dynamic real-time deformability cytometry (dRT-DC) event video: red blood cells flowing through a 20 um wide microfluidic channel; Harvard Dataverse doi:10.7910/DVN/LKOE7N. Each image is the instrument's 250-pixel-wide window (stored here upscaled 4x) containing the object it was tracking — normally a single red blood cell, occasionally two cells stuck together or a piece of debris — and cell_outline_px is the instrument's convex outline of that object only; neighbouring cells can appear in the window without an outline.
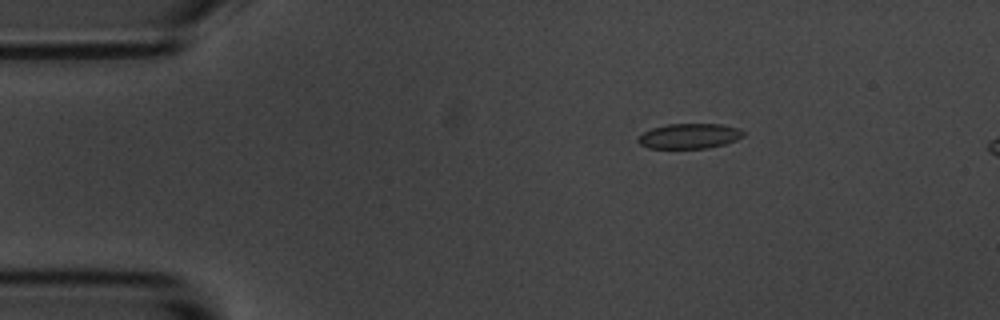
{"species": "common noctule bat (a hibernating species)", "species_latin": "Nyctalus noctula", "temperature_condition": "room temperature", "stored_images_in_passage": 3, "camera_frame_rate_fps": 3000, "um_per_image_px": 0.085, "animal": {"sex": "male", "body_mass_g": 20.1, "forearm_length_mm": 53.5}, "frame": {"image": 1, "passage_image": 1, "time_ms": 0.0, "image_size_px": [1000, 320], "cell_outline_px": [[744, 136], [736, 140], [724, 144], [708, 148], [648, 148], [640, 144], [636, 140], [636, 136], [652, 128], [668, 124], [720, 124], [736, 128], [744, 132]], "centroid_in_image_um": [58.55, 11.57], "position_along_channel_um": 26.4, "area_um2": 15.37}}